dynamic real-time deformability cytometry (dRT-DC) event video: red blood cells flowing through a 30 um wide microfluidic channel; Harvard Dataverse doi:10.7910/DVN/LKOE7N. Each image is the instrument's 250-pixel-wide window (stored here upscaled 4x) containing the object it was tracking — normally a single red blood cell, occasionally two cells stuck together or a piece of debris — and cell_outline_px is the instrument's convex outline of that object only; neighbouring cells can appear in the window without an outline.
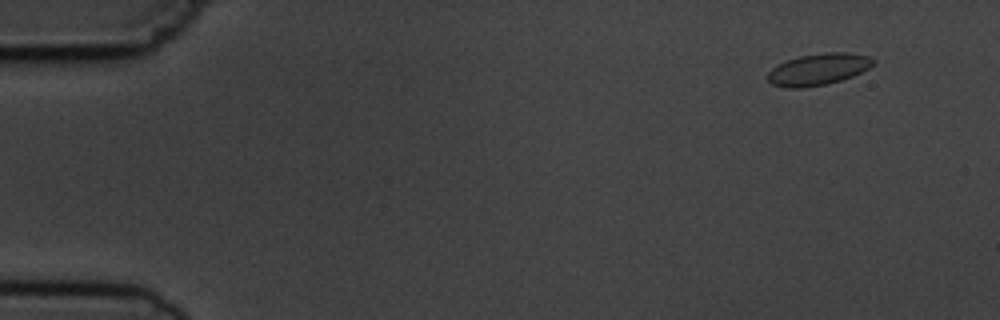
{"species": "common noctule bat (a hibernating species)", "species_latin": "Nyctalus noctula", "temperature_condition": "cold", "stored_images_in_passage": 6, "camera_frame_rate_fps": 3000, "um_per_image_px": 0.085, "animal": {"sex": "male", "body_mass_g": 19.5, "forearm_length_mm": 54.6}, "frame": {"image": 1, "passage_image": 2, "time_ms": 1.0, "image_size_px": [1000, 320], "cell_outline_px": [[876, 64], [852, 76], [828, 84], [804, 88], [784, 88], [772, 84], [768, 80], [768, 72], [776, 64], [800, 56], [824, 52], [848, 52], [868, 56], [876, 60]], "centroid_in_image_um": [69.55, 5.89], "position_along_channel_um": 15.4, "area_um2": 19.59}}
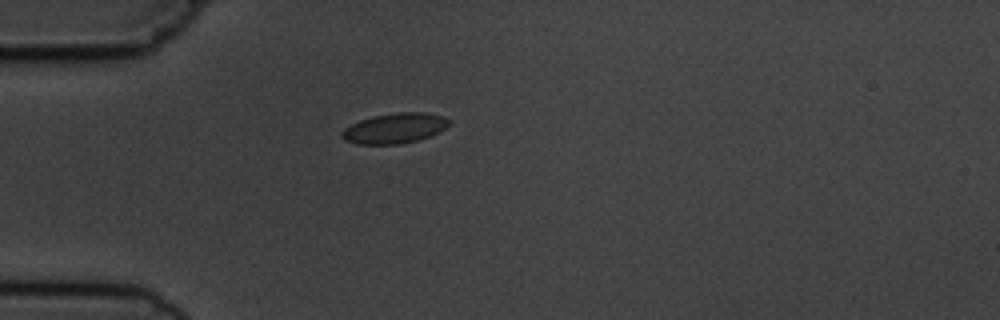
{"frame": {"image": 2, "passage_image": 5, "time_ms": 4.667, "image_size_px": [1000, 320], "cell_outline_px": [[448, 124], [440, 132], [416, 140], [400, 144], [356, 144], [344, 140], [340, 136], [340, 132], [344, 128], [360, 120], [372, 116], [396, 112], [424, 112], [444, 116], [448, 120]], "centroid_in_image_um": [33.5, 10.9], "position_along_channel_um": 51.5, "area_um2": 18.84}}